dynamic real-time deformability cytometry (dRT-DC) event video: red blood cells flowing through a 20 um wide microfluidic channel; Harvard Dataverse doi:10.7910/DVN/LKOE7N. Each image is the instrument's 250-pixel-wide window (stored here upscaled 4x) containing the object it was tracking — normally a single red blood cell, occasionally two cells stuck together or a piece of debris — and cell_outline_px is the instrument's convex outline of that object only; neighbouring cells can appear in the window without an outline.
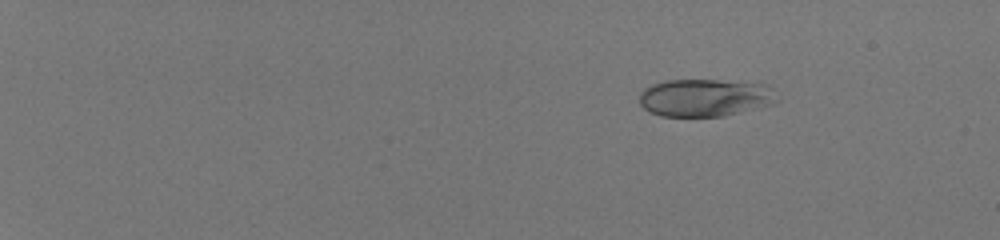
{"species": "human", "species_latin": "Homo sapiens", "temperature_condition": "room temperature", "stored_images_in_passage": 46, "camera_frame_rate_fps": 3000, "um_per_image_px": 0.085, "donor": {"sex": "male"}, "frame": {"image": 1, "passage_image": 1, "time_ms": 0.0, "image_size_px": [1000, 240], "cell_outline_px": [[780, 100], [772, 104], [724, 116], [660, 116], [648, 112], [640, 104], [640, 92], [644, 88], [652, 84], [664, 80], [716, 80], [764, 84], [772, 88]], "centroid_in_image_um": [59.91, 8.3], "position_along_channel_um": 25.1, "area_um2": 30.23}}
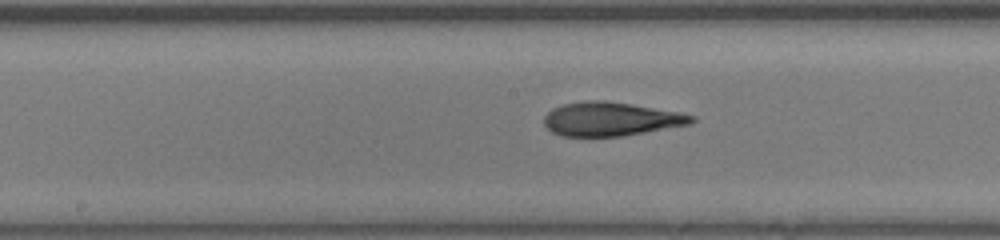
{"frame": {"image": 2, "passage_image": 26, "time_ms": 8.333, "image_size_px": [1000, 240], "cell_outline_px": [[696, 120], [692, 124], [620, 136], [560, 136], [552, 132], [544, 124], [544, 116], [552, 108], [564, 104], [584, 100], [604, 100], [680, 112], [696, 116]], "centroid_in_image_um": [51.92, 10.11], "position_along_channel_um": 196.3, "area_um2": 29.02}}
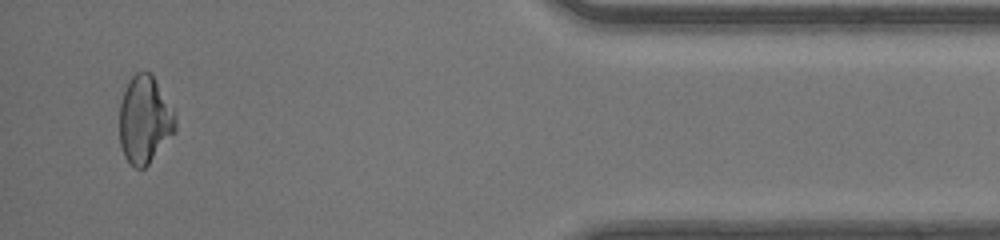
{"frame": {"image": 3, "passage_image": 45, "time_ms": 14.667, "image_size_px": [1000, 240], "cell_outline_px": [[176, 128], [148, 164], [144, 168], [136, 168], [124, 156], [120, 144], [120, 104], [128, 80], [136, 72], [152, 72], [176, 116]], "centroid_in_image_um": [12.28, 10.14], "position_along_channel_um": 422.9, "area_um2": 28.09}, "authors_computed_cell_mechanics": {"area_um2": 29.3913, "velocity_mm_per_s": 4.2135, "shape_relaxation_time_tau1_ms": 6.3004, "shape_relaxation_time_tau2_ms": 1.8652, "deformation_change_tau1": 0.1893, "deformation_change_tau2": 0.0801}}